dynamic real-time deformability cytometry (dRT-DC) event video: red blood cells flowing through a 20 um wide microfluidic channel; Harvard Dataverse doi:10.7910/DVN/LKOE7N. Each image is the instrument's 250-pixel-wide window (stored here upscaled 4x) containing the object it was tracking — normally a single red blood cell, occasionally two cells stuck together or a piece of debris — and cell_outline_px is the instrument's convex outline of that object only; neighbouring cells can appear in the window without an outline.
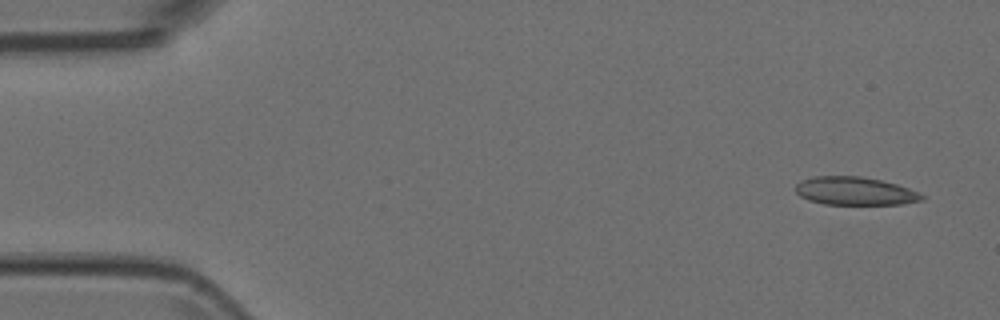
{"species": "Egyptian fruit bat (a non-hibernating species)", "species_latin": "Rousettus aegyptiacus", "temperature_condition": "room temperature", "stored_images_in_passage": 6, "camera_frame_rate_fps": 3000, "um_per_image_px": 0.085, "animal": {"sex": "female"}, "frame": {"image": 1, "passage_image": 1, "time_ms": 0.0, "image_size_px": [1000, 320], "cell_outline_px": [[924, 200], [900, 204], [824, 204], [808, 200], [800, 196], [796, 192], [796, 184], [800, 180], [812, 176], [860, 176], [880, 180], [896, 184], [908, 188], [924, 196]], "centroid_in_image_um": [72.62, 16.23], "position_along_channel_um": 12.4, "area_um2": 20.63}}
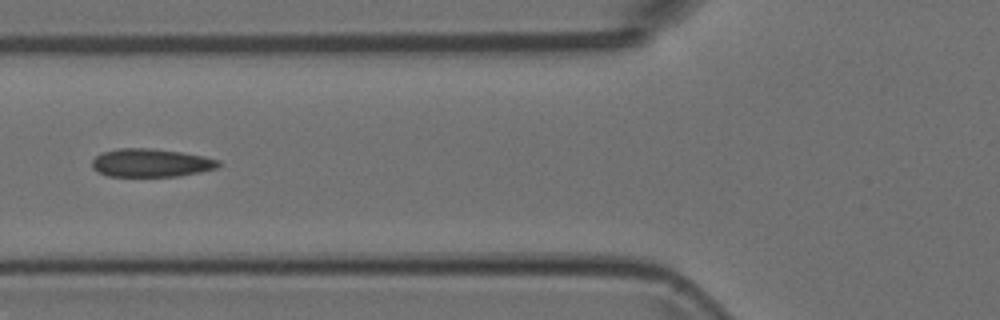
{"frame": {"image": 2, "passage_image": 5, "time_ms": 1.333, "image_size_px": [1000, 320], "cell_outline_px": [[220, 164], [216, 168], [200, 172], [180, 176], [108, 176], [96, 172], [92, 168], [92, 160], [100, 152], [120, 148], [152, 148], [180, 152], [204, 156], [220, 160]], "centroid_in_image_um": [12.8, 13.84], "position_along_channel_um": 113.0, "area_um2": 20.92}}
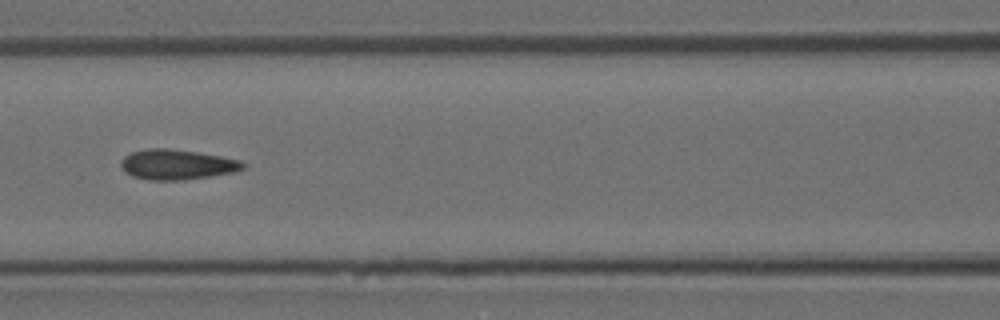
{"frame": {"image": 3, "passage_image": 6, "time_ms": 1.667, "image_size_px": [1000, 320], "cell_outline_px": [[248, 164], [244, 168], [236, 172], [184, 180], [148, 180], [132, 176], [124, 172], [120, 164], [120, 160], [124, 156], [132, 152], [148, 148], [168, 148], [196, 152], [220, 156], [240, 160]], "centroid_in_image_um": [15.04, 13.99], "position_along_channel_um": 151.6, "area_um2": 21.62}}